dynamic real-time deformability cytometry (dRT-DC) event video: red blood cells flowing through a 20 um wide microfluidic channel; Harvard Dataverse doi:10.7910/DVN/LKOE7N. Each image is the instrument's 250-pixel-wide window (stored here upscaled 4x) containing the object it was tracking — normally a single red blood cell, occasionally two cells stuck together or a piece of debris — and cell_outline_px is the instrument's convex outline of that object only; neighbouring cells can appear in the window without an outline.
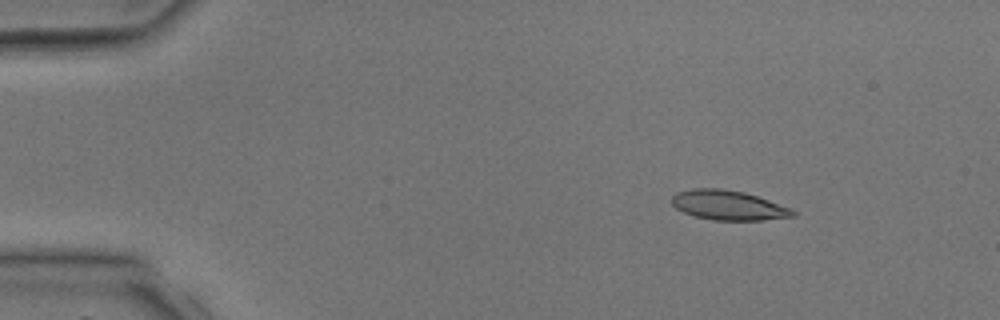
{"species": "common noctule bat (a hibernating species)", "species_latin": "Nyctalus noctula", "temperature_condition": "room temperature", "stored_images_in_passage": 3, "camera_frame_rate_fps": 3000, "um_per_image_px": 0.085, "animal": {"sex": "male", "body_mass_g": 17.9, "forearm_length_mm": 54.2}, "frame": {"image": 1, "passage_image": 1, "time_ms": 0.0, "image_size_px": [1000, 320], "cell_outline_px": [[796, 216], [764, 220], [712, 220], [692, 216], [676, 208], [672, 204], [672, 196], [676, 192], [692, 188], [724, 188], [744, 192], [792, 208], [796, 212]], "centroid_in_image_um": [61.9, 17.44], "position_along_channel_um": 23.1, "area_um2": 21.1}}